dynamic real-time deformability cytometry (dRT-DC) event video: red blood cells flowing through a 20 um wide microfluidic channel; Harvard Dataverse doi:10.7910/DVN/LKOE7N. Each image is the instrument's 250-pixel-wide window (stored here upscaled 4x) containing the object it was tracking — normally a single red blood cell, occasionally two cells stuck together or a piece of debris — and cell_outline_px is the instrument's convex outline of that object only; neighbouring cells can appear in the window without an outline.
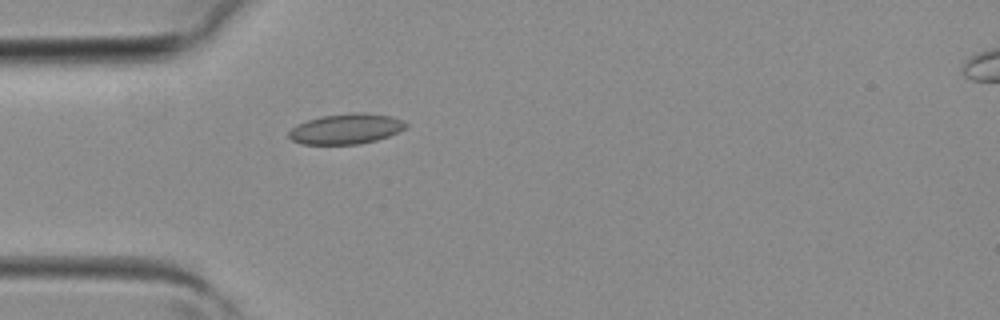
{"species": "common noctule bat (a hibernating species)", "species_latin": "Nyctalus noctula", "temperature_condition": "room temperature", "stored_images_in_passage": 1, "camera_frame_rate_fps": 3000, "um_per_image_px": 0.085, "animal": {"sex": "female", "body_mass_g": 19.3, "forearm_length_mm": 54.1}, "frame": {"image": 1, "passage_image": 1, "time_ms": 0.0, "image_size_px": [1000, 320], "cell_outline_px": [[408, 124], [404, 128], [388, 136], [376, 140], [360, 144], [300, 144], [292, 140], [288, 136], [288, 132], [296, 124], [308, 120], [324, 116], [352, 112], [364, 112], [392, 116], [404, 120]], "centroid_in_image_um": [29.41, 10.95], "position_along_channel_um": 55.6, "area_um2": 20.69}}